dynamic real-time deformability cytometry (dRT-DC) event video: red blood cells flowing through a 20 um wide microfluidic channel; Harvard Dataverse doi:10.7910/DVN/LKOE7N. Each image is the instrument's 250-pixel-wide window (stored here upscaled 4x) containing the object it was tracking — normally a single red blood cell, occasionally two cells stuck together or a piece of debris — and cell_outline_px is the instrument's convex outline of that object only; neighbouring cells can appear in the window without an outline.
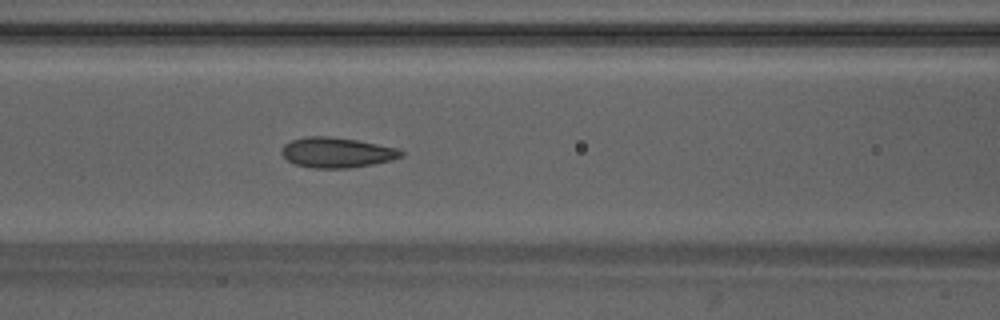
{"species": "Egyptian fruit bat (a non-hibernating species)", "species_latin": "Rousettus aegyptiacus", "temperature_condition": "warm", "stored_images_in_passage": 37, "camera_frame_rate_fps": 3000, "um_per_image_px": 0.085, "animal": {"sex": "male"}, "frame": {"image": 1, "passage_image": 10, "time_ms": 3.0, "image_size_px": [1000, 320], "cell_outline_px": [[404, 156], [392, 160], [372, 164], [348, 168], [312, 168], [296, 164], [288, 160], [280, 152], [280, 148], [284, 144], [292, 140], [308, 136], [328, 136], [356, 140], [396, 148], [404, 152]], "centroid_in_image_um": [28.61, 12.96], "position_along_channel_um": 138.0, "area_um2": 20.92}}
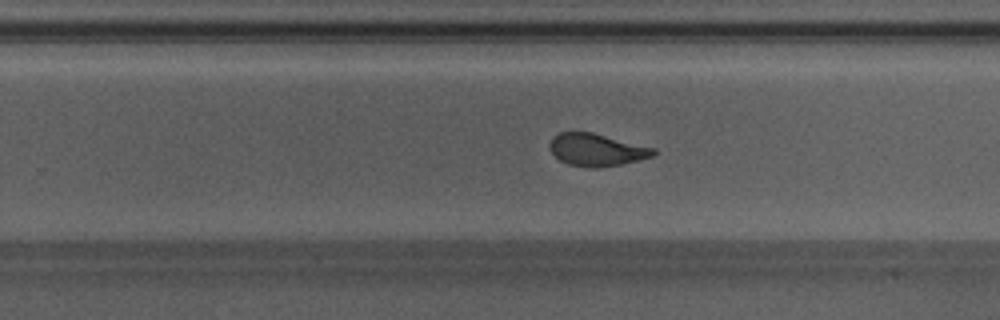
{"frame": {"image": 2, "passage_image": 20, "time_ms": 6.333, "image_size_px": [1000, 320], "cell_outline_px": [[656, 152], [652, 156], [620, 164], [596, 168], [592, 168], [568, 164], [560, 160], [548, 148], [548, 144], [552, 136], [560, 132], [592, 132], [656, 148]], "centroid_in_image_um": [50.67, 12.72], "position_along_channel_um": 279.1, "area_um2": 19.54}}
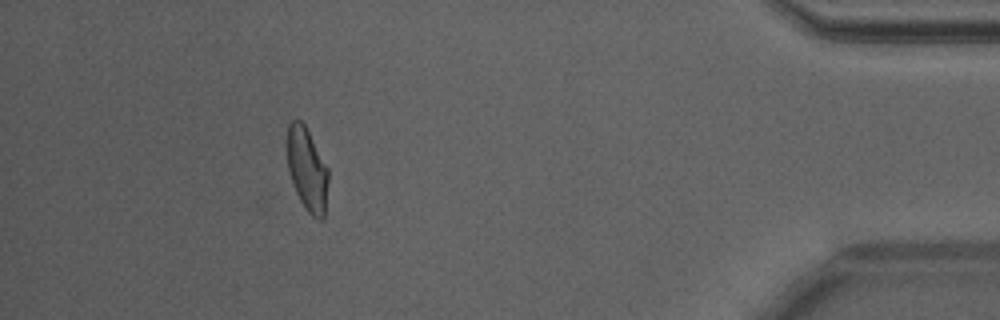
{"frame": {"image": 3, "passage_image": 33, "time_ms": 10.667, "image_size_px": [1000, 320], "cell_outline_px": [[328, 180], [324, 220], [316, 220], [304, 208], [296, 192], [288, 168], [288, 124], [292, 120], [300, 120], [304, 124], [328, 168]], "centroid_in_image_um": [26.12, 14.45], "position_along_channel_um": 409.1, "area_um2": 19.71}, "authors_computed_cell_mechanics": {"area_um2": 20.519, "velocity_mm_per_s": 4.2519, "shape_relaxation_time_tau1_ms": 6.0178, "shape_relaxation_time_tau2_ms": 1.0238, "deformation_change_tau1": 0.2006, "deformation_change_tau2": 0.0636}}